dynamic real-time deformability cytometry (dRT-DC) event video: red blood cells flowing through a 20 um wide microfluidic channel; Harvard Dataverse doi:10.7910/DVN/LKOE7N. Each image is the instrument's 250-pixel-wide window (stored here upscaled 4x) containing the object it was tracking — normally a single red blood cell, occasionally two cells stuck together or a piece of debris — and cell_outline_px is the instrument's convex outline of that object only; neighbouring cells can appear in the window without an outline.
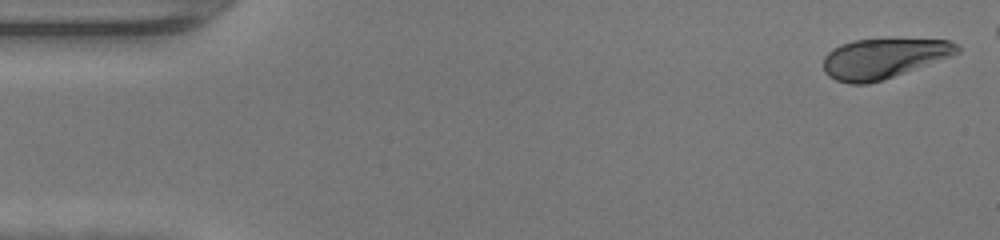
{"species": "human", "species_latin": "Homo sapiens", "temperature_condition": "warm", "stored_images_in_passage": 44, "camera_frame_rate_fps": 3000, "um_per_image_px": 0.085, "donor": {"sex": "female"}, "frame": {"image": 1, "passage_image": 1, "time_ms": 0.0, "image_size_px": [1000, 240], "cell_outline_px": [[960, 52], [952, 56], [884, 80], [868, 84], [848, 84], [836, 80], [828, 76], [824, 72], [824, 56], [832, 48], [840, 44], [852, 40], [948, 40], [956, 44], [960, 48]], "centroid_in_image_um": [75.07, 4.99], "position_along_channel_um": 9.9, "area_um2": 31.1}}
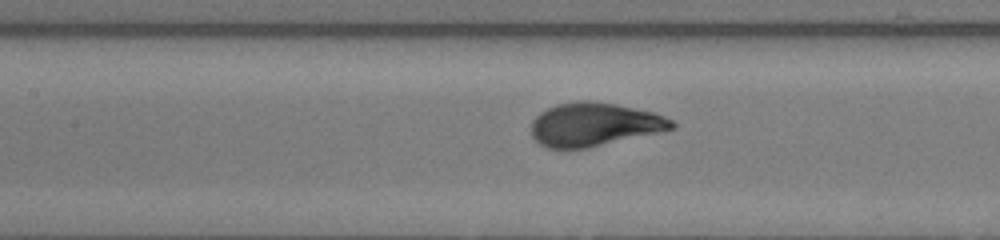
{"frame": {"image": 2, "passage_image": 21, "time_ms": 6.667, "image_size_px": [1000, 240], "cell_outline_px": [[676, 128], [660, 132], [588, 148], [548, 148], [540, 144], [532, 136], [532, 120], [540, 112], [556, 104], [580, 100], [588, 100], [616, 104], [652, 112], [664, 116], [672, 120], [676, 124]], "centroid_in_image_um": [50.52, 10.58], "position_along_channel_um": 156.9, "area_um2": 35.55}}
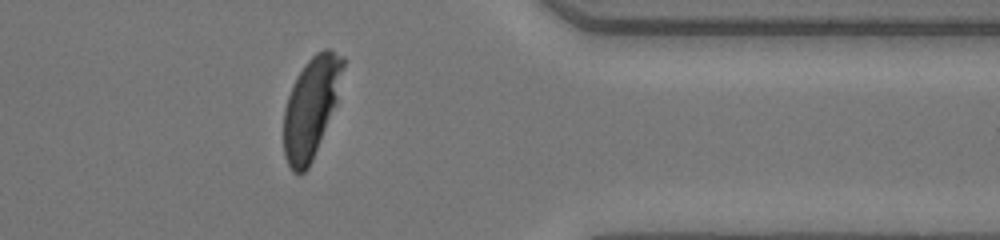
{"frame": {"image": 3, "passage_image": 38, "time_ms": 12.333, "image_size_px": [1000, 240], "cell_outline_px": [[344, 64], [336, 104], [312, 160], [308, 168], [300, 176], [292, 172], [284, 156], [284, 108], [288, 96], [296, 76], [304, 64], [316, 52], [324, 48], [328, 48], [344, 56]], "centroid_in_image_um": [26.43, 9.12], "position_along_channel_um": 385.0, "area_um2": 34.68}, "authors_computed_cell_mechanics": {"area_um2": 34.7089, "velocity_mm_per_s": 4.3091, "shape_relaxation_time_tau1_ms": 2.1772, "shape_relaxation_time_tau2_ms": null, "deformation_change_tau1": 0.1837, "deformation_change_tau2": null}}